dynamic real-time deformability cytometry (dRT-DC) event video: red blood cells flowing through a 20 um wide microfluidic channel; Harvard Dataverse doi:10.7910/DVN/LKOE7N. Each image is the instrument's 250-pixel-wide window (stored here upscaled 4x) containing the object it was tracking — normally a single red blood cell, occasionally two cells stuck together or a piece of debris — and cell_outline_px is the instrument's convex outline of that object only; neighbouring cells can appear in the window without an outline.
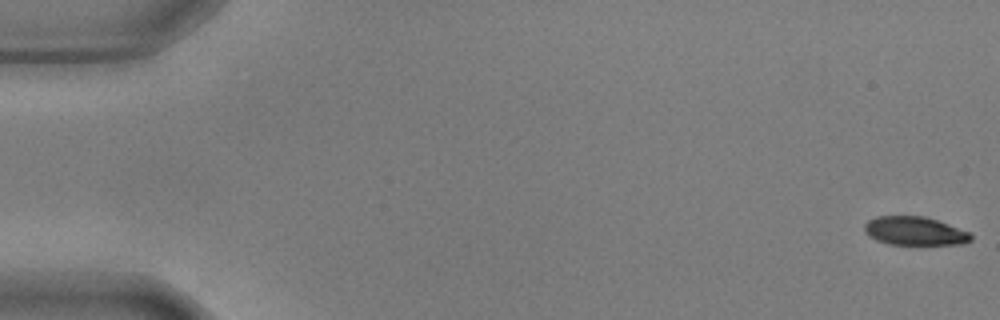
{"species": "common noctule bat (a hibernating species)", "species_latin": "Nyctalus noctula", "temperature_condition": "warm", "stored_images_in_passage": 55, "camera_frame_rate_fps": 3000, "um_per_image_px": 0.085, "animal": {"sex": "male", "body_mass_g": 17.9, "forearm_length_mm": 54.2}, "frame": {"image": 1, "passage_image": 1, "time_ms": 0.0, "image_size_px": [1000, 320], "cell_outline_px": [[972, 240], [964, 244], [888, 244], [876, 240], [868, 236], [864, 232], [864, 224], [868, 220], [876, 216], [924, 216], [948, 224], [968, 232], [972, 236]], "centroid_in_image_um": [77.71, 19.63], "position_along_channel_um": 7.3, "area_um2": 17.69}}
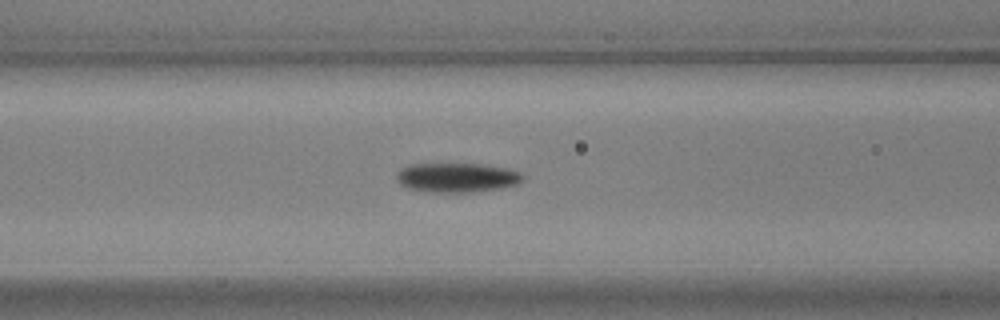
{"frame": {"image": 2, "passage_image": 23, "time_ms": 7.333, "image_size_px": [1000, 320], "cell_outline_px": [[524, 176], [516, 184], [504, 188], [472, 192], [424, 192], [408, 188], [400, 184], [396, 180], [396, 172], [400, 168], [412, 164], [480, 164], [508, 168], [520, 172]], "centroid_in_image_um": [38.8, 15.1], "position_along_channel_um": 127.8, "area_um2": 21.79}}
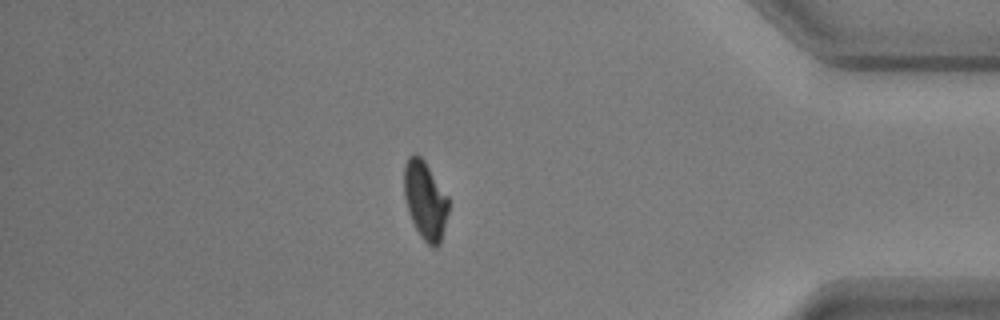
{"frame": {"image": 3, "passage_image": 48, "time_ms": 15.667, "image_size_px": [1000, 320], "cell_outline_px": [[448, 212], [440, 244], [436, 248], [432, 248], [420, 236], [408, 212], [404, 196], [404, 164], [408, 156], [412, 152], [416, 152], [424, 160], [448, 196]], "centroid_in_image_um": [36.13, 17.0], "position_along_channel_um": 399.1, "area_um2": 20.4}, "authors_computed_cell_mechanics": {"area_um2": 20.808, "velocity_mm_per_s": 3.66, "shape_relaxation_time_tau1_ms": 2.7492, "shape_relaxation_time_tau2_ms": 4.6814, "deformation_change_tau1": 0.1549, "deformation_change_tau2": 0.0892}}